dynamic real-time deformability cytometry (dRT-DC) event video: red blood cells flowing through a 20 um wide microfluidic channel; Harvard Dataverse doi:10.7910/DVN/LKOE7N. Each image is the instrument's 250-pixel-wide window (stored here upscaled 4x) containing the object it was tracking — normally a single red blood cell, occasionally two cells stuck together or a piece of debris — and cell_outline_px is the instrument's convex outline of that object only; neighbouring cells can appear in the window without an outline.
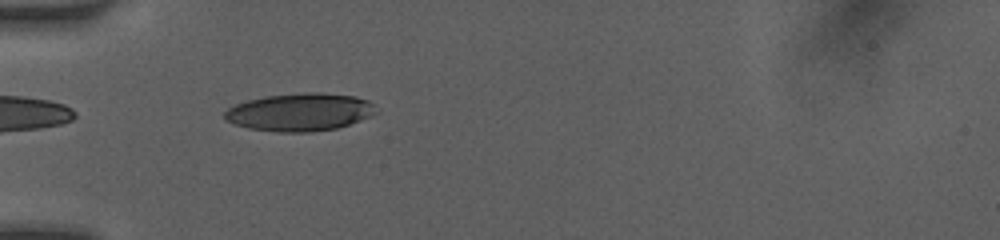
{"species": "human", "species_latin": "Homo sapiens", "temperature_condition": "room temperature", "stored_images_in_passage": 36, "camera_frame_rate_fps": 3000, "um_per_image_px": 0.085, "donor": {"sex": "female"}, "frame": {"image": 1, "passage_image": 2, "time_ms": 0.333, "image_size_px": [1000, 240], "cell_outline_px": [[380, 112], [372, 116], [336, 128], [312, 132], [280, 132], [248, 128], [236, 124], [228, 120], [224, 116], [224, 112], [228, 108], [236, 104], [248, 100], [264, 96], [304, 92], [320, 92], [356, 96], [368, 100]], "centroid_in_image_um": [25.53, 9.52], "position_along_channel_um": 59.5, "area_um2": 33.41}}
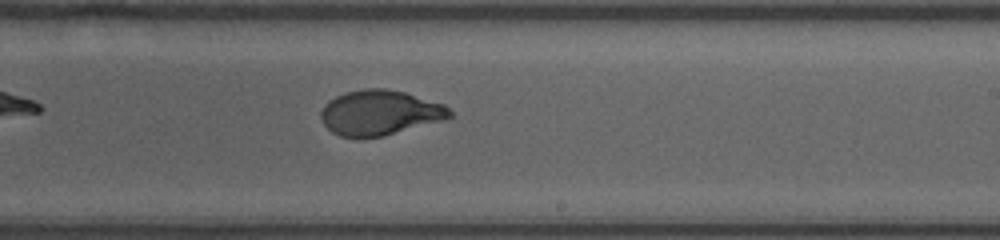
{"frame": {"image": 2, "passage_image": 17, "time_ms": 5.333, "image_size_px": [1000, 240], "cell_outline_px": [[452, 116], [444, 120], [384, 136], [340, 136], [332, 132], [324, 124], [320, 116], [320, 112], [324, 104], [328, 100], [344, 92], [364, 88], [384, 88], [404, 92], [444, 104], [452, 112]], "centroid_in_image_um": [32.28, 9.56], "position_along_channel_um": 256.7, "area_um2": 33.7}}
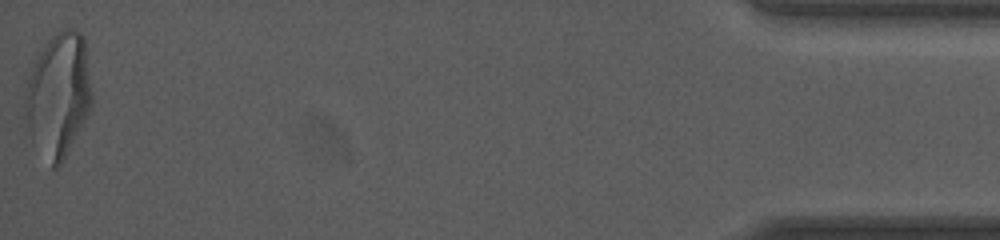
{"frame": {"image": 3, "passage_image": 36, "time_ms": 11.667, "image_size_px": [1000, 240], "cell_outline_px": [[92, 108], [60, 164], [56, 168], [52, 168], [32, 140], [28, 128], [24, 112], [24, 92], [28, 76], [44, 44], [52, 36], [64, 28], [72, 28], [80, 32], [84, 36], [92, 92]], "centroid_in_image_um": [4.96, 8.05], "position_along_channel_um": 430.2, "area_um2": 48.21}, "authors_computed_cell_mechanics": {"area_um2": 34.102, "velocity_mm_per_s": 4.1041, "shape_relaxation_time_tau1_ms": 4.6877, "shape_relaxation_time_tau2_ms": null, "deformation_change_tau1": 0.214, "deformation_change_tau2": null}}